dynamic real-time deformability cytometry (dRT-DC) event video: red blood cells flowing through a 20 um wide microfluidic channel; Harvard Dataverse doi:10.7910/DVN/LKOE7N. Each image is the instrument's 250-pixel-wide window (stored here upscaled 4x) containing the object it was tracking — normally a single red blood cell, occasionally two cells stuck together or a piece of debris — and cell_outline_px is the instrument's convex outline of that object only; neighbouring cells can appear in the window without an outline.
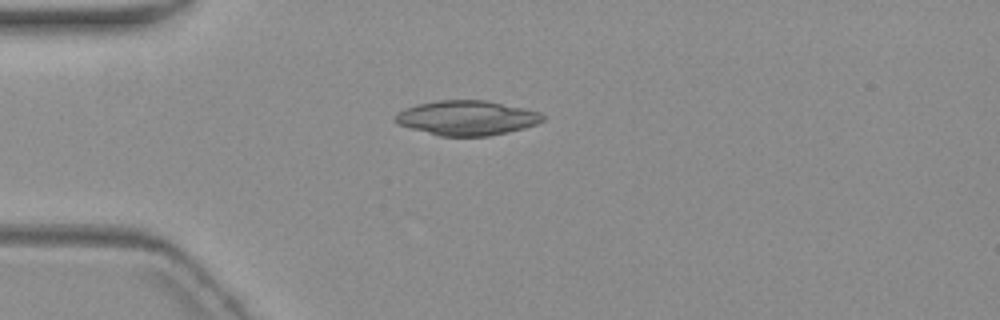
{"species": "common noctule bat (a hibernating species)", "species_latin": "Nyctalus noctula", "temperature_condition": "warm", "stored_images_in_passage": 3, "camera_frame_rate_fps": 3000, "um_per_image_px": 0.085, "animal": {"sex": "female", "body_mass_g": 19.3, "forearm_length_mm": 54.1}, "frame": {"image": 1, "passage_image": 1, "time_ms": 0.0, "image_size_px": [1000, 320], "cell_outline_px": [[544, 120], [536, 124], [524, 128], [508, 132], [488, 136], [440, 136], [396, 124], [392, 120], [396, 112], [416, 104], [436, 100], [488, 100], [524, 108], [540, 112], [544, 116]], "centroid_in_image_um": [39.65, 10.01], "position_along_channel_um": 45.4, "area_um2": 30.06}}
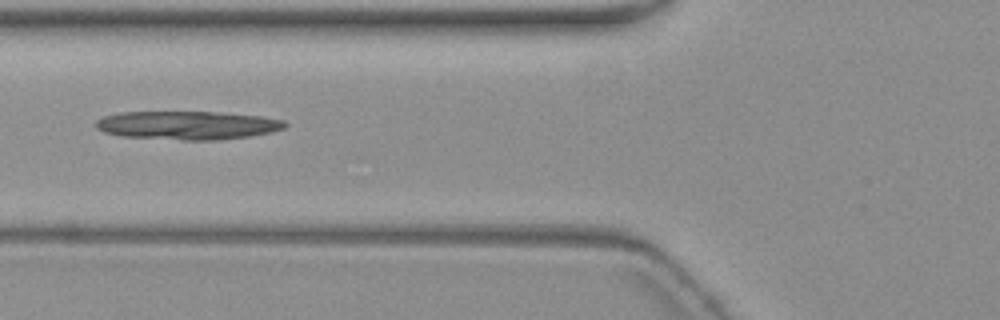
{"frame": {"image": 2, "passage_image": 3, "time_ms": 2.333, "image_size_px": [1000, 320], "cell_outline_px": [[288, 124], [284, 128], [268, 132], [248, 136], [220, 140], [184, 140], [124, 136], [104, 132], [96, 128], [96, 120], [104, 116], [120, 112], [216, 112], [260, 116], [284, 120]], "centroid_in_image_um": [15.93, 10.64], "position_along_channel_um": 109.9, "area_um2": 31.15}}